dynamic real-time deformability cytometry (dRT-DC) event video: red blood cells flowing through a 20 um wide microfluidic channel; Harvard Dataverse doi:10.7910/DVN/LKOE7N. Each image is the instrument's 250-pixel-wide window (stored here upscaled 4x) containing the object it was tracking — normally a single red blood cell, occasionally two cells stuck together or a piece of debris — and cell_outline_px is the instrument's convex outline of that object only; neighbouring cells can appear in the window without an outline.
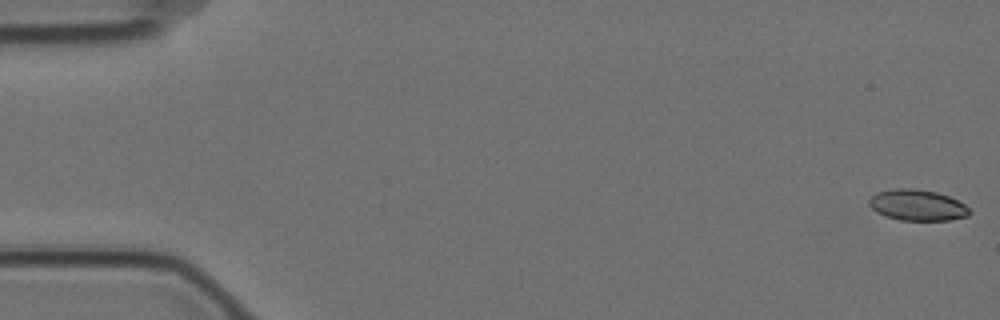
{"species": "Egyptian fruit bat (a non-hibernating species)", "species_latin": "Rousettus aegyptiacus", "temperature_condition": "cold", "stored_images_in_passage": 58, "camera_frame_rate_fps": 3000, "um_per_image_px": 0.085, "animal": {"sex": "female"}, "frame": {"image": 1, "passage_image": 1, "time_ms": 0.0, "image_size_px": [1000, 320], "cell_outline_px": [[972, 212], [968, 216], [948, 220], [900, 220], [884, 216], [876, 212], [868, 204], [868, 200], [876, 192], [892, 188], [912, 188], [936, 192], [948, 196], [964, 204]], "centroid_in_image_um": [77.94, 17.43], "position_along_channel_um": 7.1, "area_um2": 18.21}}
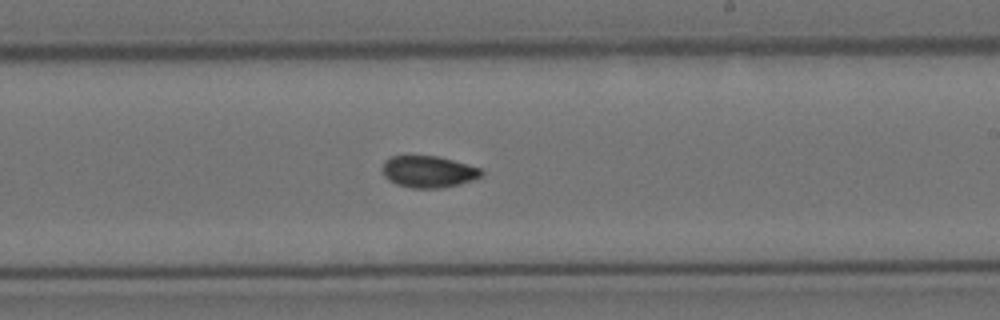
{"frame": {"image": 2, "passage_image": 34, "time_ms": 11.0, "image_size_px": [1000, 320], "cell_outline_px": [[484, 172], [480, 176], [472, 180], [460, 184], [440, 188], [412, 188], [396, 184], [388, 180], [384, 176], [384, 160], [392, 156], [408, 152], [440, 156], [468, 164], [480, 168]], "centroid_in_image_um": [36.38, 14.54], "position_along_channel_um": 252.6, "area_um2": 18.96}}
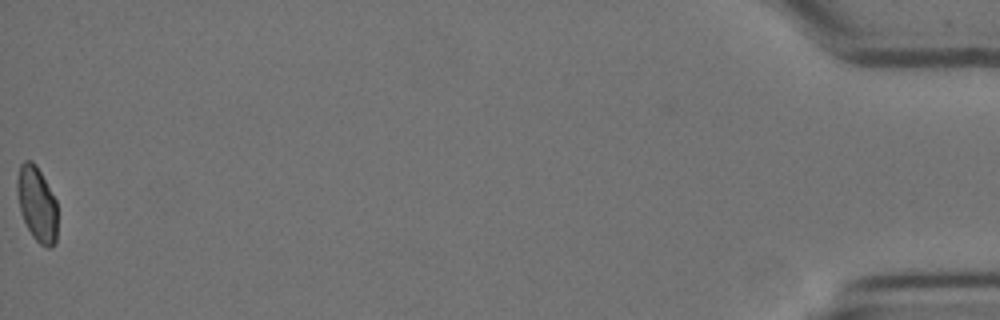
{"frame": {"image": 3, "passage_image": 58, "time_ms": 19.0, "image_size_px": [1000, 320], "cell_outline_px": [[56, 240], [52, 248], [48, 248], [40, 244], [32, 236], [20, 212], [16, 192], [16, 180], [20, 164], [24, 160], [32, 160], [36, 164], [56, 200]], "centroid_in_image_um": [3.11, 17.32], "position_along_channel_um": 432.1, "area_um2": 17.69}, "authors_computed_cell_mechanics": {"area_um2": 18.4093, "velocity_mm_per_s": 3.5168, "shape_relaxation_time_tau1_ms": null, "shape_relaxation_time_tau2_ms": 5.2962, "deformation_change_tau1": null, "deformation_change_tau2": 0.0623}}